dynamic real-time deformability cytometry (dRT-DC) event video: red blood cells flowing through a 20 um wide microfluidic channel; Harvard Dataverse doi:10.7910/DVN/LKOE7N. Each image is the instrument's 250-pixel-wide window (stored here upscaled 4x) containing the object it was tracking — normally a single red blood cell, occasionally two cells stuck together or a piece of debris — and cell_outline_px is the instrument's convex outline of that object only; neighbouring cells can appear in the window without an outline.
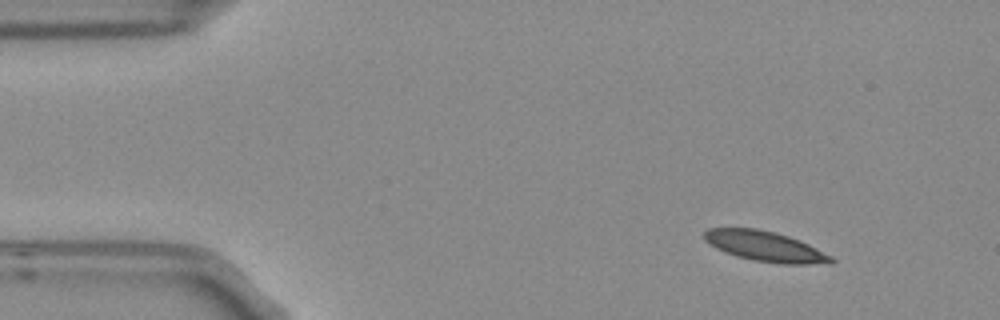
{"species": "Egyptian fruit bat (a non-hibernating species)", "species_latin": "Rousettus aegyptiacus", "temperature_condition": "room temperature", "stored_images_in_passage": 5, "camera_frame_rate_fps": 3000, "um_per_image_px": 0.085, "frame": {"image": 1, "passage_image": 1, "time_ms": 0.0, "image_size_px": [1000, 320], "cell_outline_px": [[836, 260], [832, 264], [780, 264], [752, 260], [736, 256], [724, 252], [716, 248], [704, 240], [704, 232], [708, 228], [756, 228], [788, 236], [800, 240], [832, 256]], "centroid_in_image_um": [65.06, 20.95], "position_along_channel_um": 19.9, "area_um2": 22.43}}
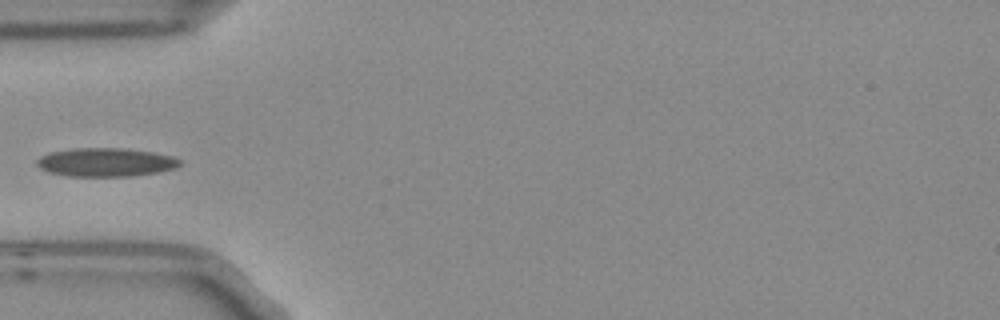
{"frame": {"image": 2, "passage_image": 4, "time_ms": 1.0, "image_size_px": [1000, 320], "cell_outline_px": [[180, 164], [176, 168], [160, 172], [132, 176], [64, 176], [48, 172], [40, 168], [36, 164], [36, 160], [40, 156], [48, 152], [72, 148], [124, 148], [152, 152], [172, 156], [180, 160]], "centroid_in_image_um": [8.95, 13.79], "position_along_channel_um": 76.1, "area_um2": 24.04}}